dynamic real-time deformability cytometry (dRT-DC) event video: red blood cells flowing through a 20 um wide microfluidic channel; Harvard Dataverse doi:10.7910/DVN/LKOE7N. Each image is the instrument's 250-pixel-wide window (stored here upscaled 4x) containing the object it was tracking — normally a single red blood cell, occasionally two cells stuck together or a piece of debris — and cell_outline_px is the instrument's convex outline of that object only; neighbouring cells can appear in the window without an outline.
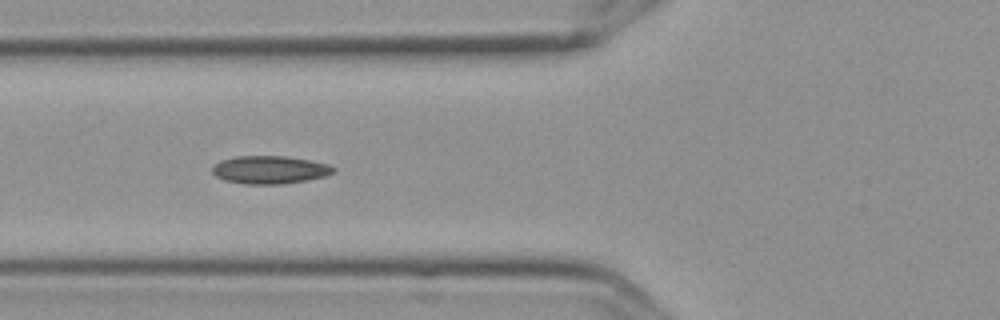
{"species": "Egyptian fruit bat (a non-hibernating species)", "species_latin": "Rousettus aegyptiacus", "temperature_condition": "cold", "stored_images_in_passage": 4, "camera_frame_rate_fps": 3000, "um_per_image_px": 0.085, "frame": {"image": 1, "passage_image": 3, "time_ms": 0.667, "image_size_px": [1000, 320], "cell_outline_px": [[336, 172], [324, 176], [308, 180], [284, 184], [244, 184], [224, 180], [216, 176], [212, 172], [212, 168], [220, 160], [236, 156], [284, 156], [308, 160], [328, 164], [336, 168]], "centroid_in_image_um": [22.94, 14.44], "position_along_channel_um": 102.9, "area_um2": 19.77}}
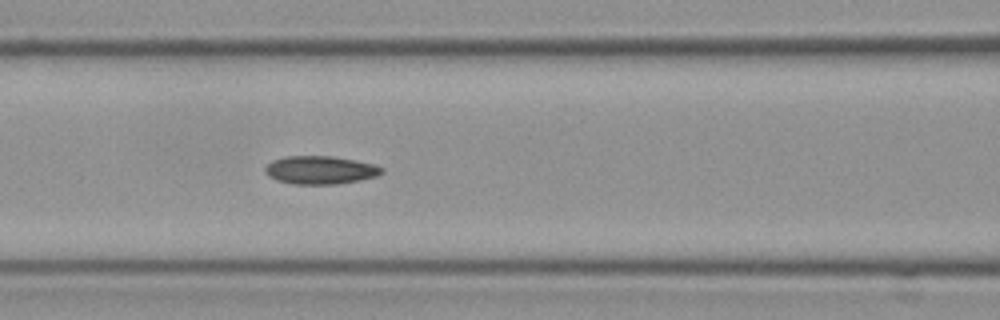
{"frame": {"image": 2, "passage_image": 4, "time_ms": 1.0, "image_size_px": [1000, 320], "cell_outline_px": [[384, 172], [376, 176], [360, 180], [336, 184], [292, 184], [276, 180], [268, 176], [264, 172], [264, 168], [272, 160], [284, 156], [332, 156], [356, 160], [376, 164], [384, 168]], "centroid_in_image_um": [27.22, 14.45], "position_along_channel_um": 139.4, "area_um2": 19.36}}